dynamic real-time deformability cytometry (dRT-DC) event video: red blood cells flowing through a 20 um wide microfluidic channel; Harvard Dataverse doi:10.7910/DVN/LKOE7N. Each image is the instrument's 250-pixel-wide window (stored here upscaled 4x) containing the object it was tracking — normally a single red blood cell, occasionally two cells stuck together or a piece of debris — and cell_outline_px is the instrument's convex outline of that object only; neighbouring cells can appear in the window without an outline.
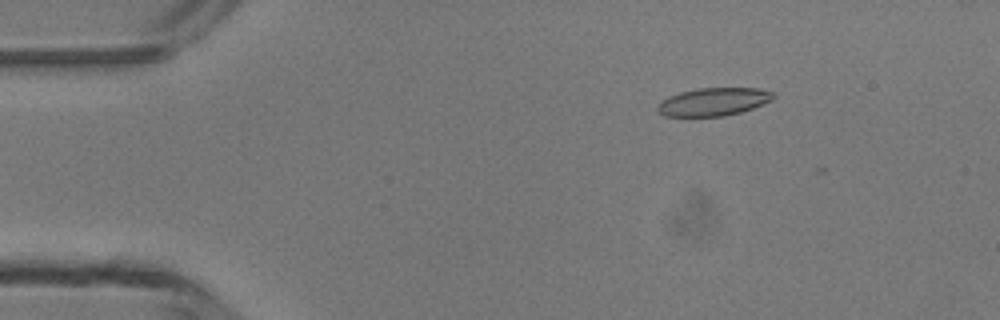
{"species": "common noctule bat (a hibernating species)", "species_latin": "Nyctalus noctula", "temperature_condition": "room temperature", "stored_images_in_passage": 6, "camera_frame_rate_fps": 3000, "um_per_image_px": 0.085, "animal": {"sex": "male", "body_mass_g": 13.3}, "frame": {"image": 1, "passage_image": 3, "time_ms": 2.333, "image_size_px": [1000, 320], "cell_outline_px": [[776, 96], [772, 100], [752, 108], [740, 112], [724, 116], [664, 116], [656, 108], [668, 96], [680, 92], [700, 88], [760, 88], [776, 92]], "centroid_in_image_um": [60.7, 8.64], "position_along_channel_um": 24.3, "area_um2": 18.79}}
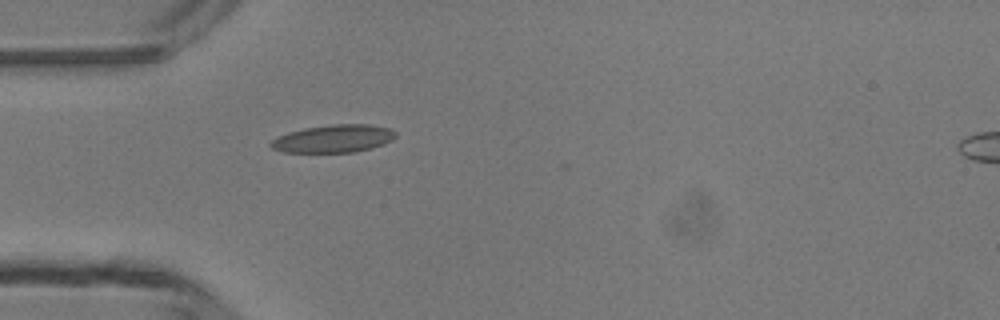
{"frame": {"image": 2, "passage_image": 5, "time_ms": 4.667, "image_size_px": [1000, 320], "cell_outline_px": [[396, 136], [392, 140], [384, 144], [372, 148], [352, 152], [284, 152], [272, 148], [268, 144], [276, 136], [288, 132], [304, 128], [332, 124], [368, 124], [392, 128], [396, 132]], "centroid_in_image_um": [28.36, 11.77], "position_along_channel_um": 56.6, "area_um2": 20.35}}